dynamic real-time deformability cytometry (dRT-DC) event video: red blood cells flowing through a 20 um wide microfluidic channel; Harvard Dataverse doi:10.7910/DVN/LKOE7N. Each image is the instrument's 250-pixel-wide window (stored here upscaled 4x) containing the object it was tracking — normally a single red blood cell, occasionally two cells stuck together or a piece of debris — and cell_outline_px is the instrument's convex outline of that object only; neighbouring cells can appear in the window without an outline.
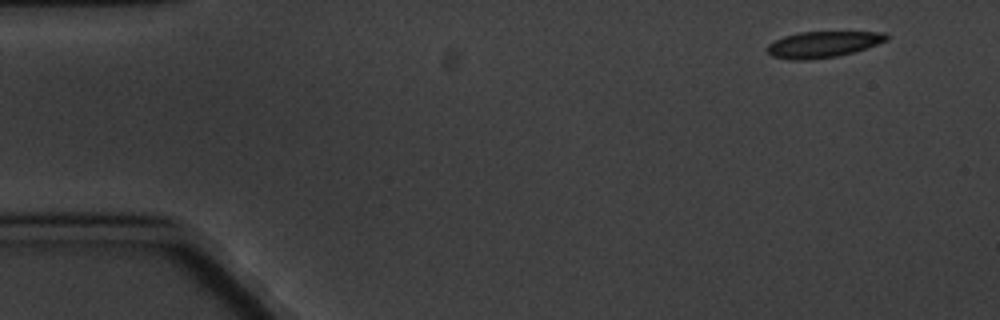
{"species": "common noctule bat (a hibernating species)", "species_latin": "Nyctalus noctula", "temperature_condition": "cold", "stored_images_in_passage": 4, "camera_frame_rate_fps": 3000, "um_per_image_px": 0.085, "animal": {"sex": "male", "body_mass_g": 20.1, "forearm_length_mm": 53.5}, "frame": {"image": 1, "passage_image": 1, "time_ms": 0.0, "image_size_px": [1000, 320], "cell_outline_px": [[888, 40], [852, 52], [836, 56], [804, 60], [788, 60], [772, 56], [764, 48], [768, 44], [784, 36], [800, 32], [884, 32], [888, 36]], "centroid_in_image_um": [69.89, 3.77], "position_along_channel_um": 15.1, "area_um2": 17.98}}